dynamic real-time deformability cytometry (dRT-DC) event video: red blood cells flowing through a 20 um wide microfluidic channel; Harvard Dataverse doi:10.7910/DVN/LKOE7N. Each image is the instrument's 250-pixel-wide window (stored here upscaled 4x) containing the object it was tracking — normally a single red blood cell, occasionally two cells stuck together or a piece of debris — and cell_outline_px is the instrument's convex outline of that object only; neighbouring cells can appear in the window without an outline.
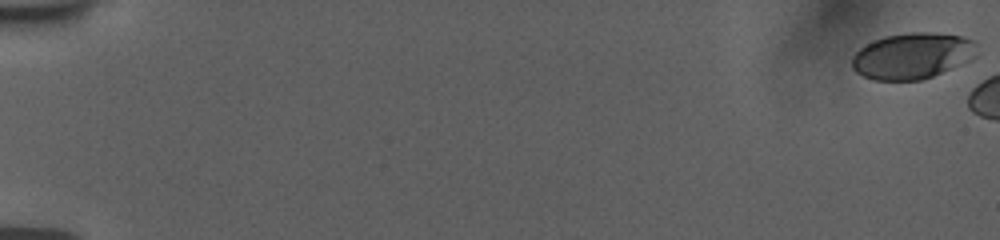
{"species": "human", "species_latin": "Homo sapiens", "temperature_condition": "room temperature", "stored_images_in_passage": 8, "camera_frame_rate_fps": 3000, "um_per_image_px": 0.085, "donor": {"sex": "female"}, "frame": {"image": 1, "passage_image": 1, "time_ms": 0.0, "image_size_px": [1000, 240], "cell_outline_px": [[976, 56], [932, 76], [920, 80], [872, 80], [856, 72], [852, 68], [852, 56], [860, 48], [872, 40], [884, 36], [912, 32], [928, 32], [964, 36], [972, 40], [976, 44]], "centroid_in_image_um": [77.5, 4.73], "position_along_channel_um": 7.5, "area_um2": 33.35}}